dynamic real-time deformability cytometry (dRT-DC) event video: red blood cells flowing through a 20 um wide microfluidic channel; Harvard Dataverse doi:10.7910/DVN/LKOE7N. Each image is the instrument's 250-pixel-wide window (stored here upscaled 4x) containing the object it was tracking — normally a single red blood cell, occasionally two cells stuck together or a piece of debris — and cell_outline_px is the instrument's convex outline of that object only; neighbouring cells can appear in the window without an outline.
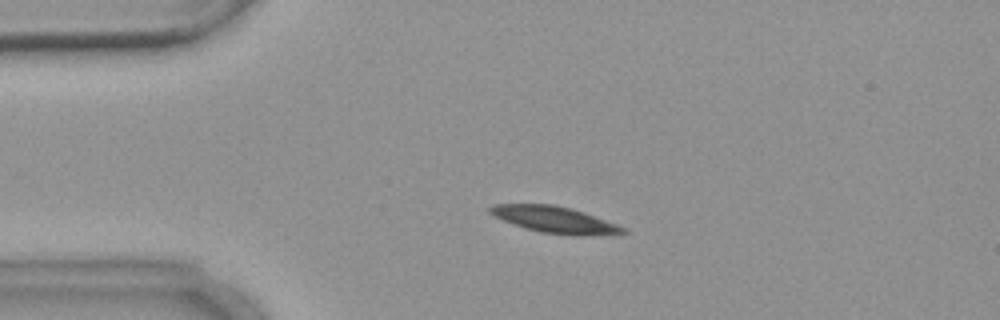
{"species": "common noctule bat (a hibernating species)", "species_latin": "Nyctalus noctula", "temperature_condition": "warm", "stored_images_in_passage": 3, "camera_frame_rate_fps": 3000, "um_per_image_px": 0.085, "animal": {"sex": "female", "body_mass_g": 18.4}, "frame": {"image": 1, "passage_image": 2, "time_ms": 2.0, "image_size_px": [1000, 320], "cell_outline_px": [[628, 232], [620, 236], [572, 236], [540, 232], [504, 220], [488, 212], [488, 208], [492, 204], [552, 204], [572, 208], [584, 212], [616, 224], [624, 228]], "centroid_in_image_um": [47.27, 18.7], "position_along_channel_um": 37.7, "area_um2": 20.75}}